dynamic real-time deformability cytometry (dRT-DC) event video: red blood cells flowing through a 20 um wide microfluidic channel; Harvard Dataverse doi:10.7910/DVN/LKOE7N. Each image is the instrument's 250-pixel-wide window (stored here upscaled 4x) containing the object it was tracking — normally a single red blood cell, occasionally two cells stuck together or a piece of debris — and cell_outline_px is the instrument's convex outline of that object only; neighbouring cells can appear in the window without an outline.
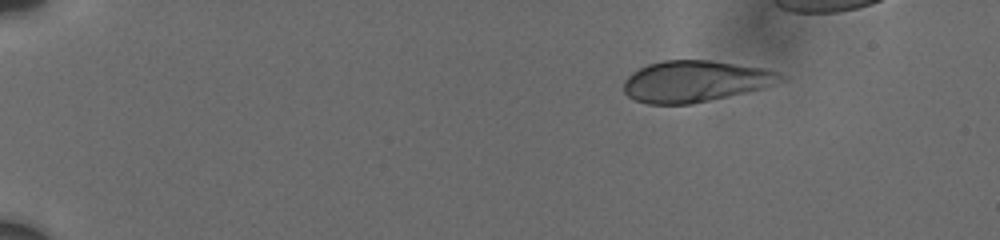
{"species": "human", "species_latin": "Homo sapiens", "temperature_condition": "cold", "stored_images_in_passage": 12, "segment_of_instrument_passage": [1, 2], "camera_frame_rate_fps": 3000, "um_per_image_px": 0.085, "donor": {"sex": "male"}, "frame": {"image": 1, "passage_image": 1, "time_ms": 0.0, "image_size_px": [1000, 240], "cell_outline_px": [[788, 80], [764, 88], [692, 104], [648, 104], [636, 100], [628, 96], [624, 92], [624, 80], [632, 72], [648, 64], [664, 60], [708, 60], [768, 68], [784, 76]], "centroid_in_image_um": [59.13, 6.9], "position_along_channel_um": 25.9, "area_um2": 37.97}}
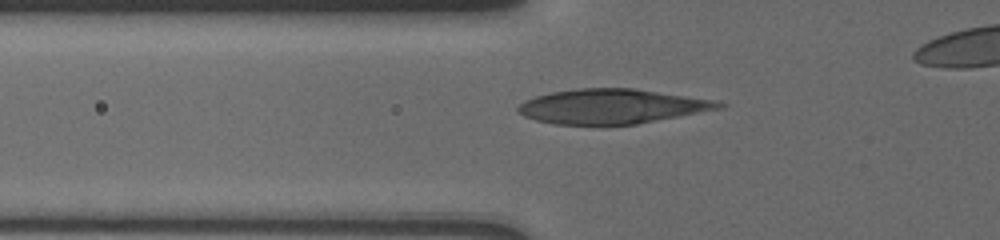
{"frame": {"image": 2, "passage_image": 9, "time_ms": 4.333, "image_size_px": [1000, 240], "cell_outline_px": [[728, 104], [724, 108], [636, 124], [552, 124], [536, 120], [524, 116], [516, 112], [516, 108], [524, 100], [536, 96], [552, 92], [576, 88], [636, 88], [720, 100]], "centroid_in_image_um": [52.07, 9.03], "position_along_channel_um": 73.7, "area_um2": 40.92}}